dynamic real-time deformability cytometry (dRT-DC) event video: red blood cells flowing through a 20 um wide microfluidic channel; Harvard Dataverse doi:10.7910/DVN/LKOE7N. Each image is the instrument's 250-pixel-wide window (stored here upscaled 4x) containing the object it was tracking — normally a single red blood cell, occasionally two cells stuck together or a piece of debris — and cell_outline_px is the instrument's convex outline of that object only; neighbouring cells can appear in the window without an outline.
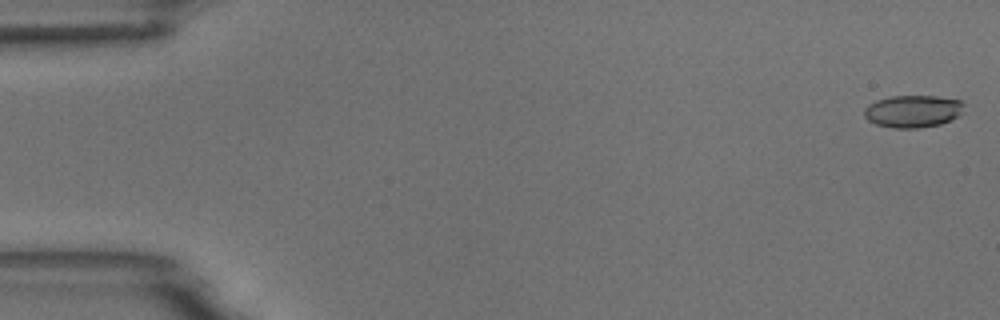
{"species": "common noctule bat (a hibernating species)", "species_latin": "Nyctalus noctula", "temperature_condition": "room temperature", "stored_images_in_passage": 5, "camera_frame_rate_fps": 3000, "um_per_image_px": 0.085, "animal": {"sex": "male", "body_mass_g": 18.8}, "frame": {"image": 1, "passage_image": 1, "time_ms": 0.0, "image_size_px": [1000, 320], "cell_outline_px": [[964, 104], [960, 112], [956, 116], [940, 124], [920, 128], [892, 128], [876, 124], [868, 120], [864, 116], [864, 108], [868, 104], [876, 100], [892, 96], [936, 96], [960, 100]], "centroid_in_image_um": [77.54, 9.45], "position_along_channel_um": 7.5, "area_um2": 18.67}}
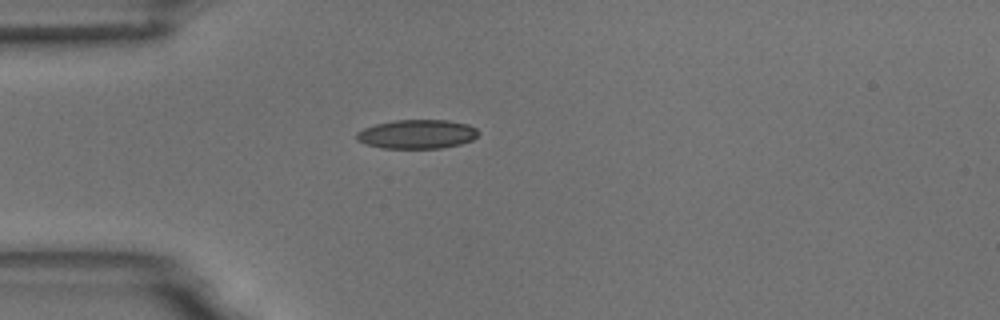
{"frame": {"image": 2, "passage_image": 5, "time_ms": 4.667, "image_size_px": [1000, 320], "cell_outline_px": [[480, 132], [472, 140], [460, 144], [440, 148], [384, 148], [368, 144], [356, 140], [356, 132], [364, 128], [376, 124], [396, 120], [448, 120], [468, 124], [476, 128]], "centroid_in_image_um": [35.46, 11.39], "position_along_channel_um": 49.5, "area_um2": 20.52}}